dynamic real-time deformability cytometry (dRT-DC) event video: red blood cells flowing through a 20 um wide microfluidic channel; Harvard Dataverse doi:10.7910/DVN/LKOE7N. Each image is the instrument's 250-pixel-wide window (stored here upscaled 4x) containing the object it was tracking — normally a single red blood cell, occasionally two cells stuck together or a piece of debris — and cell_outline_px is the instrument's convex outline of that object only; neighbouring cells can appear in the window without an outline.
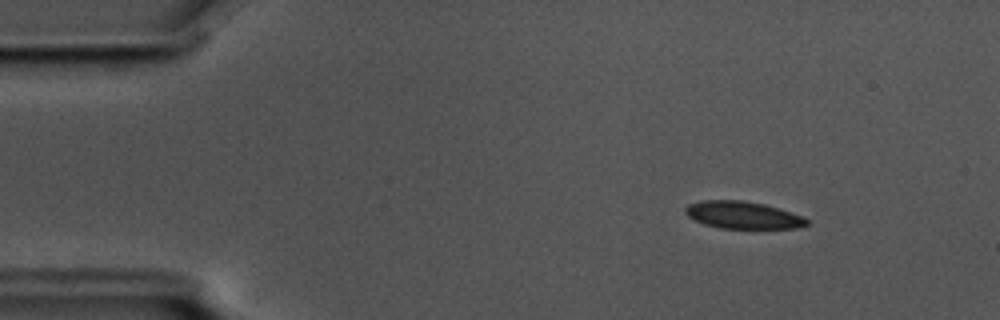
{"species": "common noctule bat (a hibernating species)", "species_latin": "Nyctalus noctula", "temperature_condition": "cold", "stored_images_in_passage": 55, "camera_frame_rate_fps": 3000, "um_per_image_px": 0.085, "animal": {"sex": "male", "body_mass_g": 17.5, "forearm_length_mm": 52.3}, "frame": {"image": 1, "passage_image": 6, "time_ms": 1.667, "image_size_px": [1000, 320], "cell_outline_px": [[808, 224], [796, 228], [720, 228], [704, 224], [688, 216], [684, 212], [684, 208], [688, 204], [704, 200], [744, 200], [764, 204], [800, 216], [808, 220]], "centroid_in_image_um": [63.08, 18.27], "position_along_channel_um": 21.9, "area_um2": 19.02}}
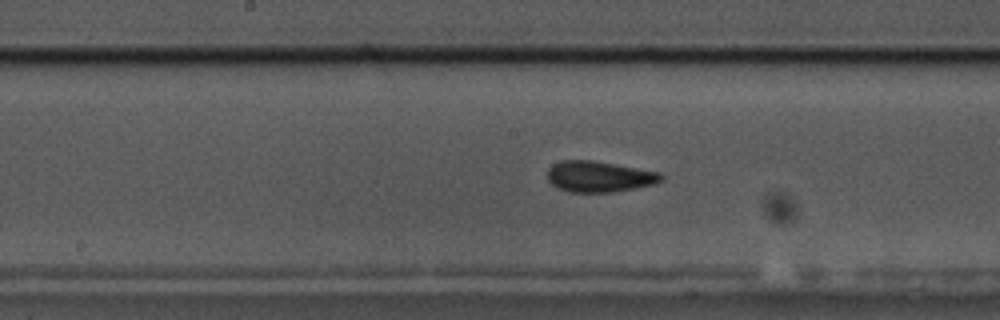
{"frame": {"image": 2, "passage_image": 27, "time_ms": 8.667, "image_size_px": [1000, 320], "cell_outline_px": [[664, 180], [656, 184], [636, 188], [612, 192], [568, 192], [556, 188], [548, 180], [548, 168], [552, 164], [560, 160], [592, 160], [660, 172], [664, 176]], "centroid_in_image_um": [50.93, 15.01], "position_along_channel_um": 197.3, "area_um2": 20.75}}
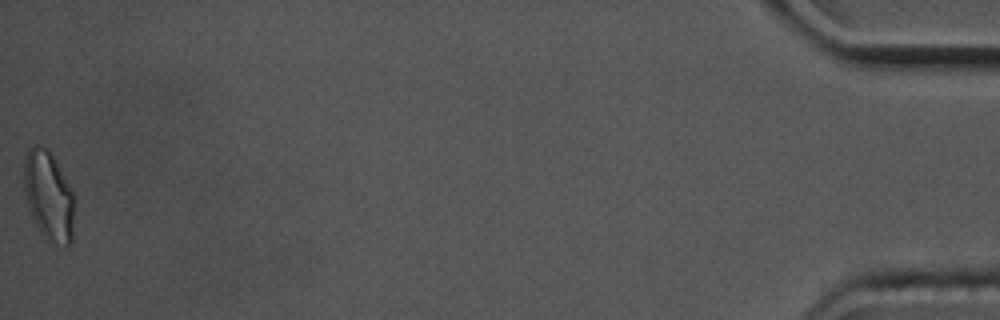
{"frame": {"image": 3, "passage_image": 55, "time_ms": 18.0, "image_size_px": [1000, 320], "cell_outline_px": [[76, 208], [72, 240], [68, 248], [56, 244], [44, 236], [40, 232], [32, 216], [28, 204], [24, 188], [24, 160], [28, 152], [36, 144], [40, 144], [48, 148], [56, 160], [76, 196]], "centroid_in_image_um": [4.2, 16.67], "position_along_channel_um": 431.0, "area_um2": 26.82}, "authors_computed_cell_mechanics": {"area_um2": 20.1144, "velocity_mm_per_s": 3.5652, "shape_relaxation_time_tau1_ms": 9.0167, "shape_relaxation_time_tau2_ms": 1.7364, "deformation_change_tau1": 0.1435, "deformation_change_tau2": 0.048}}